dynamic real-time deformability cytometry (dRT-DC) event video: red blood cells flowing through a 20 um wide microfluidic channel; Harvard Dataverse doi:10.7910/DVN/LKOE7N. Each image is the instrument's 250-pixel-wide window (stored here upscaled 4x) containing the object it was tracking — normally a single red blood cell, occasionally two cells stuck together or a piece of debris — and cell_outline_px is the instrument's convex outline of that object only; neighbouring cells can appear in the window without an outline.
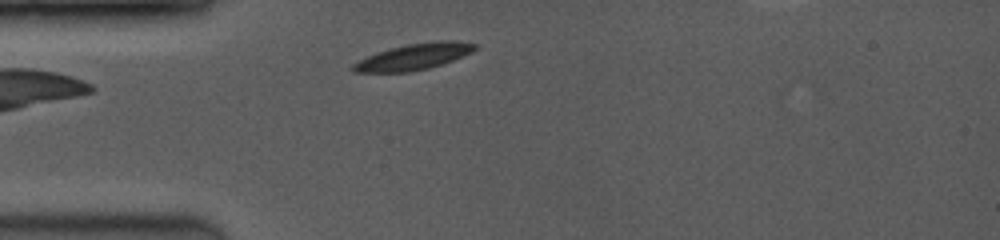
{"species": "common noctule bat (a hibernating species)", "species_latin": "Nyctalus noctula", "temperature_condition": "room temperature", "stored_images_in_passage": 15, "camera_frame_rate_fps": 3500, "um_per_image_px": 0.085, "animal": {"sex": "female", "body_mass_g": 19.0, "forearm_length_mm": 53.3}, "frame": {"image": 1, "passage_image": 1, "time_ms": 0.0, "image_size_px": [1000, 240], "cell_outline_px": [[476, 48], [472, 52], [452, 60], [428, 68], [408, 72], [352, 72], [352, 64], [376, 52], [408, 44], [436, 40], [452, 40], [476, 44]], "centroid_in_image_um": [35.16, 4.81], "position_along_channel_um": 49.8, "area_um2": 18.32}}
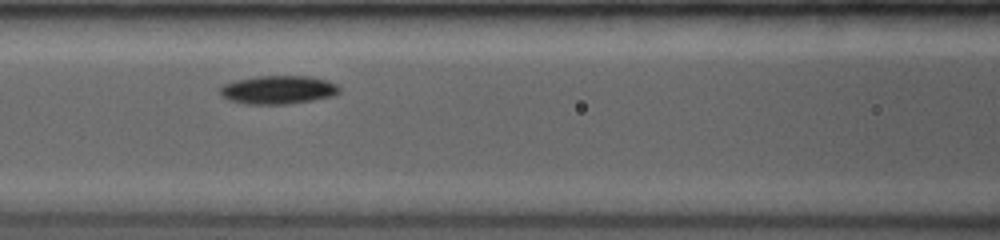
{"frame": {"image": 2, "passage_image": 8, "time_ms": 2.571, "image_size_px": [1000, 240], "cell_outline_px": [[340, 92], [332, 96], [312, 100], [288, 104], [244, 104], [228, 100], [220, 92], [220, 88], [224, 84], [236, 80], [260, 76], [312, 76], [328, 80], [336, 84], [340, 88]], "centroid_in_image_um": [23.67, 7.63], "position_along_channel_um": 142.9, "area_um2": 19.77}}
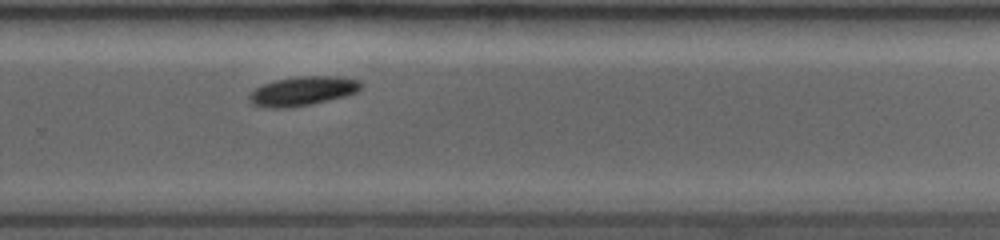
{"frame": {"image": 3, "passage_image": 15, "time_ms": 6.571, "image_size_px": [1000, 240], "cell_outline_px": [[360, 88], [356, 92], [348, 96], [312, 104], [292, 108], [264, 108], [252, 104], [248, 96], [256, 88], [264, 84], [276, 80], [292, 76], [336, 76], [360, 80]], "centroid_in_image_um": [25.72, 7.75], "position_along_channel_um": 304.1, "area_um2": 19.19}}